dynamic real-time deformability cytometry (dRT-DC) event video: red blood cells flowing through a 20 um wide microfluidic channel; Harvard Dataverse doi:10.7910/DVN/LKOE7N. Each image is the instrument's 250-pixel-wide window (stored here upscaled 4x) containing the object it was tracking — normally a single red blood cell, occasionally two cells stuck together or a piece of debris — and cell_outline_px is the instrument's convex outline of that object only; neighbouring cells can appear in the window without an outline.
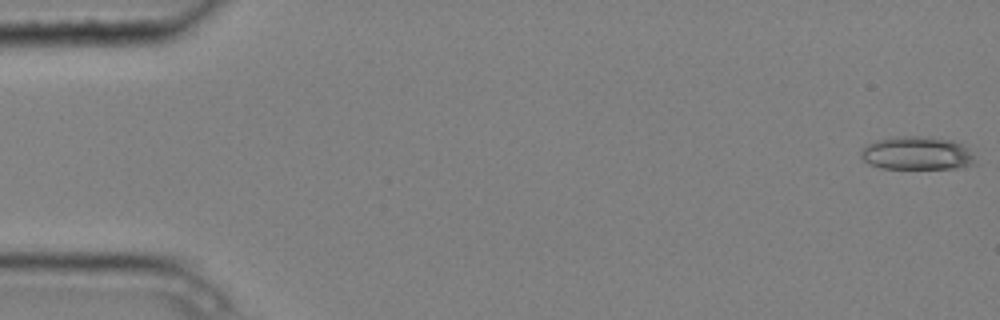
{"species": "common noctule bat (a hibernating species)", "species_latin": "Nyctalus noctula", "temperature_condition": "cold", "stored_images_in_passage": 9, "camera_frame_rate_fps": 3000, "um_per_image_px": 0.085, "animal": {"sex": "male", "body_mass_g": 20.4}, "frame": {"image": 1, "passage_image": 1, "time_ms": 0.0, "image_size_px": [1000, 320], "cell_outline_px": [[980, 164], [964, 168], [880, 168], [868, 164], [860, 156], [860, 152], [868, 144], [876, 140], [892, 136], [920, 136], [952, 140], [964, 144], [968, 148]], "centroid_in_image_um": [78.01, 13.03], "position_along_channel_um": 7.0, "area_um2": 22.6}}
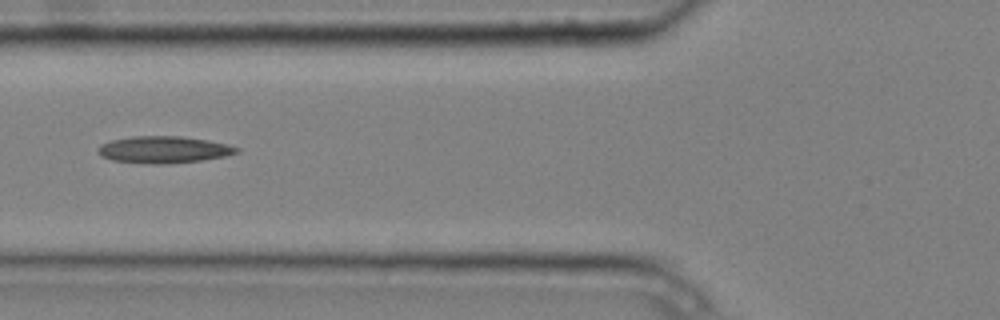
{"frame": {"image": 2, "passage_image": 6, "time_ms": 1.667, "image_size_px": [1000, 320], "cell_outline_px": [[240, 152], [224, 156], [200, 160], [160, 164], [152, 164], [112, 160], [100, 156], [96, 152], [100, 144], [112, 140], [132, 136], [180, 136], [208, 140], [228, 144], [240, 148]], "centroid_in_image_um": [13.9, 12.71], "position_along_channel_um": 111.9, "area_um2": 21.68}}
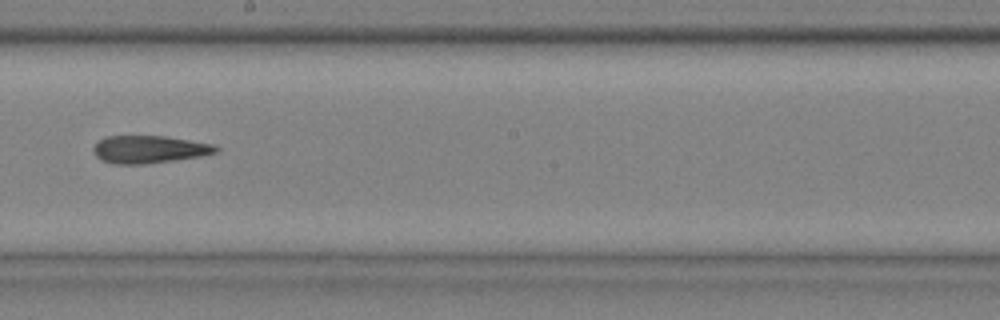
{"frame": {"image": 3, "passage_image": 9, "time_ms": 2.667, "image_size_px": [1000, 320], "cell_outline_px": [[220, 152], [200, 156], [176, 160], [144, 164], [112, 164], [100, 160], [96, 156], [92, 148], [100, 140], [108, 136], [164, 136], [212, 144], [220, 148]], "centroid_in_image_um": [12.68, 12.71], "position_along_channel_um": 235.5, "area_um2": 19.71}}